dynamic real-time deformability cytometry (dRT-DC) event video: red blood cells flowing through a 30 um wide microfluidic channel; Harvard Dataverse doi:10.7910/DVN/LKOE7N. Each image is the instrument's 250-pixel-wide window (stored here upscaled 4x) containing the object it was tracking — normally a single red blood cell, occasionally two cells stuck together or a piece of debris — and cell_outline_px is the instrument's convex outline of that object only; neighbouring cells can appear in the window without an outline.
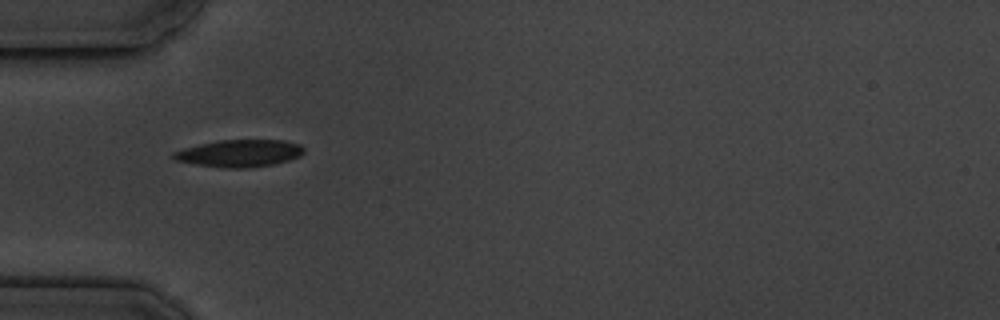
{"species": "common noctule bat (a hibernating species)", "species_latin": "Nyctalus noctula", "temperature_condition": "cold", "stored_images_in_passage": 6, "camera_frame_rate_fps": 3000, "um_per_image_px": 0.085, "animal": {"sex": "male", "body_mass_g": 19.5, "forearm_length_mm": 54.6}, "frame": {"image": 1, "passage_image": 5, "time_ms": 4.667, "image_size_px": [1000, 320], "cell_outline_px": [[304, 152], [300, 156], [288, 160], [272, 164], [248, 168], [224, 168], [196, 164], [176, 160], [172, 156], [172, 152], [184, 148], [200, 144], [220, 140], [284, 140], [300, 144], [304, 148]], "centroid_in_image_um": [20.37, 13.02], "position_along_channel_um": 64.6, "area_um2": 20.58}}